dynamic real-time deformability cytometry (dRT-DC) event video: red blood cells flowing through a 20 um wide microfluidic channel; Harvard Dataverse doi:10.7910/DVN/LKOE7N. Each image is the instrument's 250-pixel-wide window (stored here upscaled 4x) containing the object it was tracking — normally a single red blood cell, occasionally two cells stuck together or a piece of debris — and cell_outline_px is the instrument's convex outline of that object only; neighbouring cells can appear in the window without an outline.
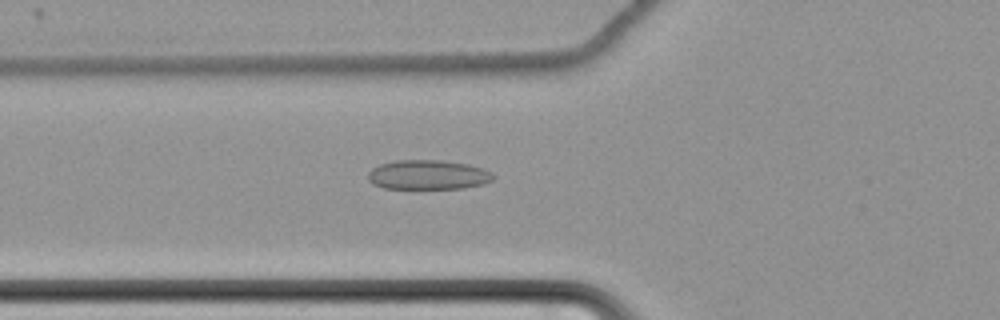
{"species": "common noctule bat (a hibernating species)", "species_latin": "Nyctalus noctula", "temperature_condition": "cold", "stored_images_in_passage": 63, "camera_frame_rate_fps": 3000, "um_per_image_px": 0.085, "animal": {"sex": "female", "body_mass_g": 22.7, "forearm_length_mm": 54.2}, "frame": {"image": 1, "passage_image": 26, "time_ms": 8.333, "image_size_px": [1000, 320], "cell_outline_px": [[496, 176], [492, 180], [480, 184], [464, 188], [384, 188], [372, 184], [368, 180], [368, 172], [372, 168], [380, 164], [396, 160], [440, 160], [468, 164], [492, 172]], "centroid_in_image_um": [36.35, 14.85], "position_along_channel_um": 89.4, "area_um2": 21.44}}
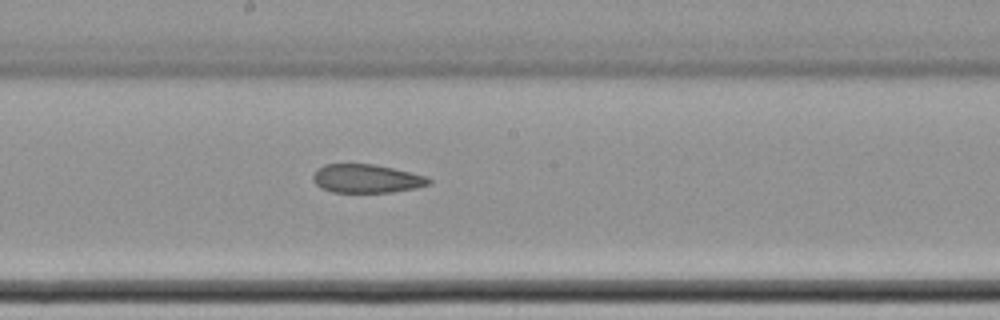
{"frame": {"image": 2, "passage_image": 37, "time_ms": 12.0, "image_size_px": [1000, 320], "cell_outline_px": [[432, 184], [416, 188], [392, 192], [332, 192], [320, 188], [312, 180], [312, 176], [324, 164], [376, 164], [428, 176], [432, 180]], "centroid_in_image_um": [31.2, 15.18], "position_along_channel_um": 217.0, "area_um2": 19.42}}
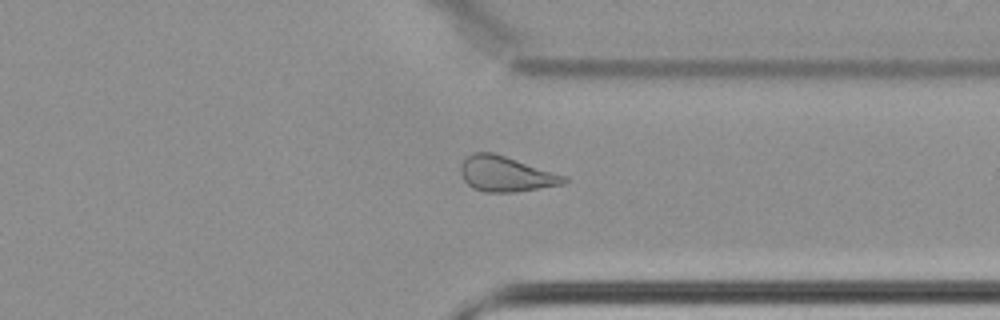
{"frame": {"image": 3, "passage_image": 50, "time_ms": 16.333, "image_size_px": [1000, 320], "cell_outline_px": [[568, 180], [564, 184], [516, 192], [484, 192], [472, 188], [464, 180], [460, 172], [460, 164], [472, 152], [492, 152], [564, 176]], "centroid_in_image_um": [42.94, 14.8], "position_along_channel_um": 368.5, "area_um2": 20.92}, "authors_computed_cell_mechanics": {"area_um2": 22.7732, "velocity_mm_per_s": 3.4799, "shape_relaxation_time_tau1_ms": null, "shape_relaxation_time_tau2_ms": 4.8049, "deformation_change_tau1": null, "deformation_change_tau2": 0.131}}